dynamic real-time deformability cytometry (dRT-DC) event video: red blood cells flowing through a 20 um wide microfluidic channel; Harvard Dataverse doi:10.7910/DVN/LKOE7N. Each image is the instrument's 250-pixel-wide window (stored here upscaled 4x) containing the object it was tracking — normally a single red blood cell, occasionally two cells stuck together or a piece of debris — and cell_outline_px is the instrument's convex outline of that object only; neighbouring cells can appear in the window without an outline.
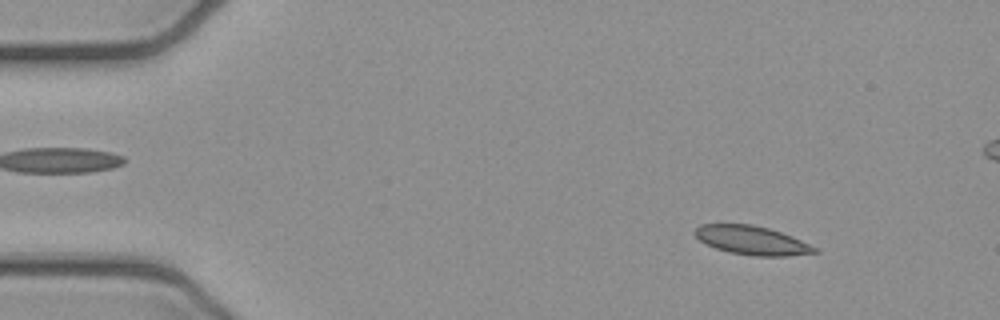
{"species": "common noctule bat (a hibernating species)", "species_latin": "Nyctalus noctula", "temperature_condition": "cold", "stored_images_in_passage": 5, "camera_frame_rate_fps": 3000, "um_per_image_px": 0.085, "animal": {"sex": "female", "body_mass_g": 21.9}, "frame": {"image": 1, "passage_image": 1, "time_ms": 0.0, "image_size_px": [1000, 320], "cell_outline_px": [[820, 252], [788, 256], [752, 256], [728, 252], [716, 248], [700, 240], [692, 232], [700, 224], [752, 224], [768, 228], [792, 236], [820, 248]], "centroid_in_image_um": [63.95, 20.43], "position_along_channel_um": 21.0, "area_um2": 20.23}}
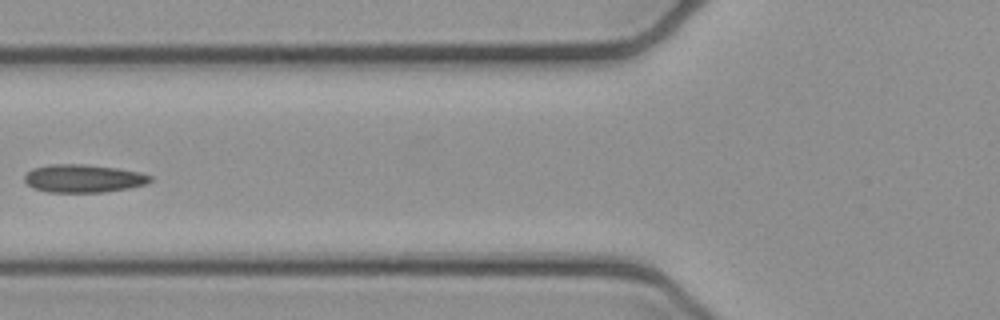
{"frame": {"image": 2, "passage_image": 5, "time_ms": 1.333, "image_size_px": [1000, 320], "cell_outline_px": [[152, 180], [144, 184], [128, 188], [104, 192], [48, 192], [32, 188], [24, 180], [24, 176], [32, 168], [52, 164], [84, 164], [116, 168], [140, 172], [152, 176]], "centroid_in_image_um": [7.07, 15.17], "position_along_channel_um": 118.7, "area_um2": 20.46}}